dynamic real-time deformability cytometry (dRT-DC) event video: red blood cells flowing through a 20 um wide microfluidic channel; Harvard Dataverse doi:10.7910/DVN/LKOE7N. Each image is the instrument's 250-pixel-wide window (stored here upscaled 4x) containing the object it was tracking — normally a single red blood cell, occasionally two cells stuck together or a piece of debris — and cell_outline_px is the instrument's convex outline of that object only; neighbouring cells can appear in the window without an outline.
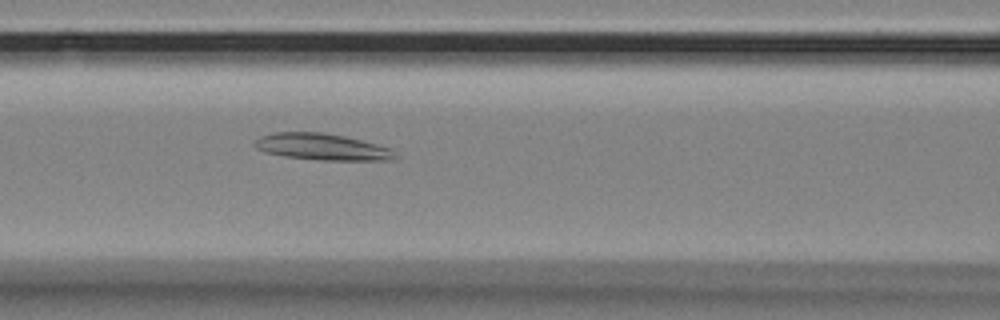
{"species": "Egyptian fruit bat (a non-hibernating species)", "species_latin": "Rousettus aegyptiacus", "temperature_condition": "room temperature", "stored_images_in_passage": 58, "camera_frame_rate_fps": 3000, "um_per_image_px": 0.085, "animal": {"sex": "female"}, "frame": {"image": 1, "passage_image": 25, "time_ms": 8.0, "image_size_px": [1000, 320], "cell_outline_px": [[400, 156], [396, 160], [320, 160], [284, 156], [264, 152], [256, 148], [252, 144], [260, 136], [272, 132], [324, 132], [344, 136], [392, 148]], "centroid_in_image_um": [27.41, 12.48], "position_along_channel_um": 139.2, "area_um2": 21.96}}
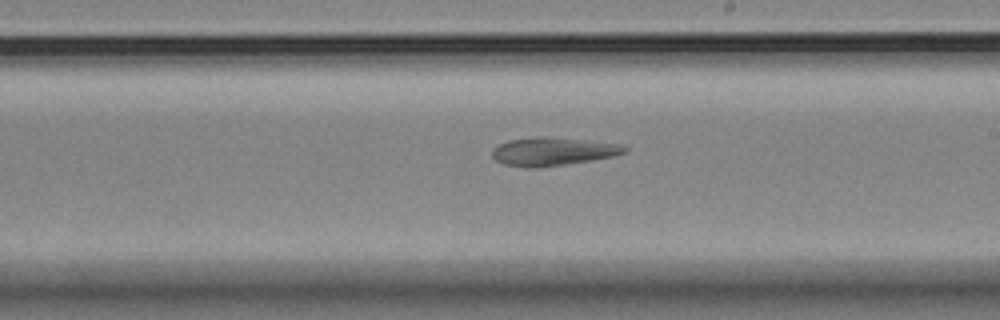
{"frame": {"image": 2, "passage_image": 34, "time_ms": 11.0, "image_size_px": [1000, 320], "cell_outline_px": [[628, 152], [612, 156], [564, 164], [536, 168], [528, 168], [504, 164], [496, 160], [492, 156], [492, 148], [496, 144], [508, 140], [536, 136], [544, 136], [620, 144], [628, 148]], "centroid_in_image_um": [46.92, 12.86], "position_along_channel_um": 242.1, "area_um2": 21.68}}
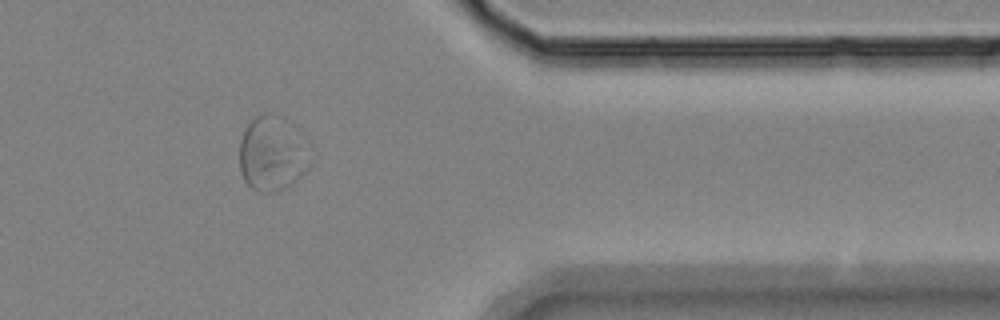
{"frame": {"image": 3, "passage_image": 48, "time_ms": 15.667, "image_size_px": [1000, 320], "cell_outline_px": [[308, 168], [292, 184], [276, 192], [264, 192], [252, 188], [244, 180], [240, 172], [240, 140], [244, 128], [256, 116], [264, 112], [308, 164]], "centroid_in_image_um": [22.83, 13.33], "position_along_channel_um": 388.6, "area_um2": 26.01}, "authors_computed_cell_mechanics": {"area_um2": 26.3568, "velocity_mm_per_s": 3.4414, "shape_relaxation_time_tau1_ms": null, "shape_relaxation_time_tau2_ms": 7.6567, "deformation_change_tau1": null, "deformation_change_tau2": 0.109}}